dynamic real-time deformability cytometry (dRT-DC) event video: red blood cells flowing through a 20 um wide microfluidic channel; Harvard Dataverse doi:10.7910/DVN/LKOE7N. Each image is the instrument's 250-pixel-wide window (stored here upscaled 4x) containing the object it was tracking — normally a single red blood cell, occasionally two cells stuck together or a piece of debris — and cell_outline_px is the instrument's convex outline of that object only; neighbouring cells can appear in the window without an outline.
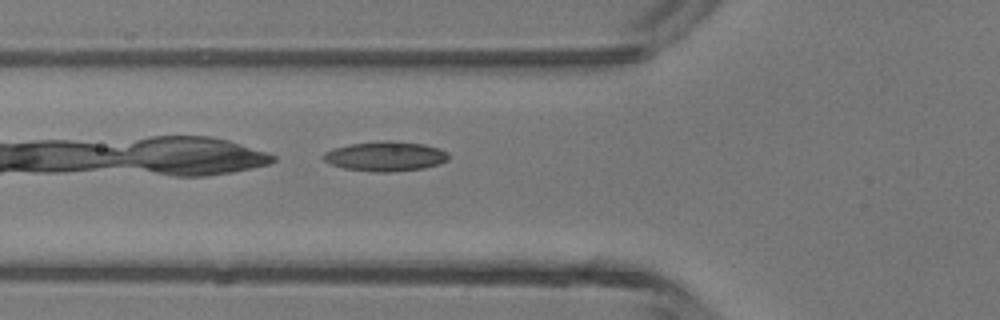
{"species": "common noctule bat (a hibernating species)", "species_latin": "Nyctalus noctula", "temperature_condition": "room temperature", "stored_images_in_passage": 6, "camera_frame_rate_fps": 3000, "um_per_image_px": 0.085, "animal": {"sex": "male", "body_mass_g": 13.3}, "frame": {"image": 1, "passage_image": 6, "time_ms": 1.667, "image_size_px": [1000, 320], "cell_outline_px": [[448, 160], [424, 168], [392, 172], [376, 172], [344, 168], [332, 164], [324, 160], [320, 156], [324, 152], [332, 148], [352, 144], [380, 140], [392, 140], [424, 144], [440, 148], [448, 152]], "centroid_in_image_um": [32.75, 13.27], "position_along_channel_um": 93.0, "area_um2": 21.79}}